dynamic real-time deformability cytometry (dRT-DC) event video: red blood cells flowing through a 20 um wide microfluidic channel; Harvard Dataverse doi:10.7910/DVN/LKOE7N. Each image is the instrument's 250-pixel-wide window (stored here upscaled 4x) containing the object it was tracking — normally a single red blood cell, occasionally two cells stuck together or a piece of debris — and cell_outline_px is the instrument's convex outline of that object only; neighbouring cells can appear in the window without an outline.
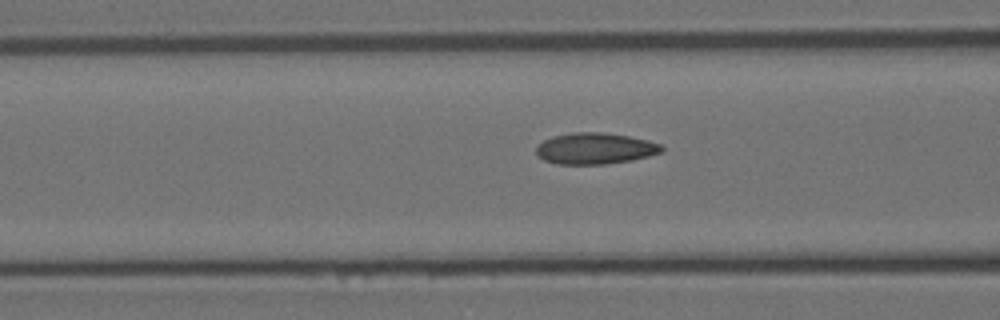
{"species": "Egyptian fruit bat (a non-hibernating species)", "species_latin": "Rousettus aegyptiacus", "temperature_condition": "room temperature", "stored_images_in_passage": 35, "camera_frame_rate_fps": 3000, "um_per_image_px": 0.085, "animal": {"sex": "female"}, "frame": {"image": 1, "passage_image": 16, "time_ms": 5.0, "image_size_px": [1000, 320], "cell_outline_px": [[664, 148], [660, 152], [648, 156], [632, 160], [604, 164], [556, 164], [544, 160], [536, 156], [536, 148], [544, 140], [552, 136], [576, 132], [600, 132], [628, 136], [648, 140], [660, 144]], "centroid_in_image_um": [50.55, 12.62], "position_along_channel_um": 116.0, "area_um2": 22.77}}
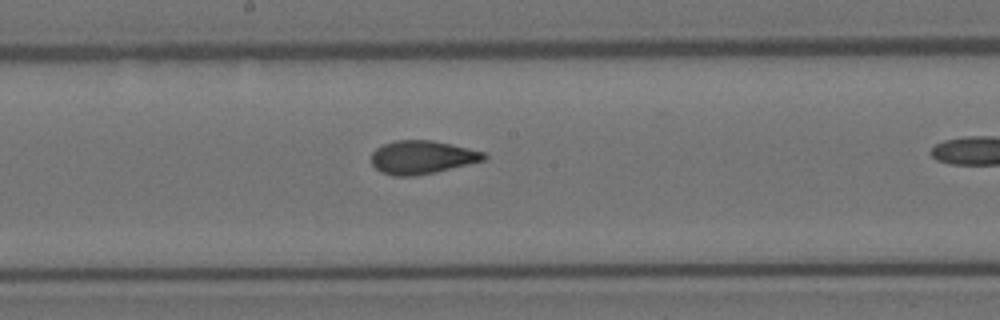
{"frame": {"image": 2, "passage_image": 24, "time_ms": 7.667, "image_size_px": [1000, 320], "cell_outline_px": [[488, 156], [484, 160], [436, 172], [416, 176], [392, 176], [380, 172], [372, 164], [372, 152], [376, 148], [384, 144], [396, 140], [432, 140], [484, 152]], "centroid_in_image_um": [35.84, 13.38], "position_along_channel_um": 212.4, "area_um2": 21.79}}
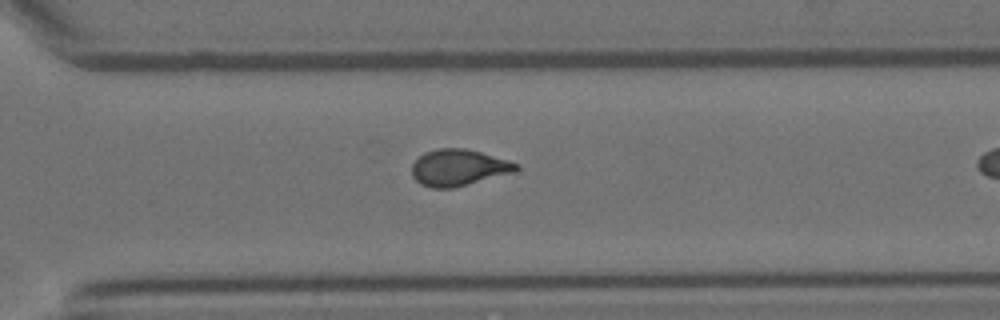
{"frame": {"image": 3, "passage_image": 34, "time_ms": 11.0, "image_size_px": [1000, 320], "cell_outline_px": [[520, 168], [516, 172], [456, 188], [432, 188], [420, 184], [412, 176], [412, 164], [424, 152], [436, 148], [464, 148], [480, 152], [508, 160], [520, 164]], "centroid_in_image_um": [39.0, 14.26], "position_along_channel_um": 331.6, "area_um2": 22.48}}